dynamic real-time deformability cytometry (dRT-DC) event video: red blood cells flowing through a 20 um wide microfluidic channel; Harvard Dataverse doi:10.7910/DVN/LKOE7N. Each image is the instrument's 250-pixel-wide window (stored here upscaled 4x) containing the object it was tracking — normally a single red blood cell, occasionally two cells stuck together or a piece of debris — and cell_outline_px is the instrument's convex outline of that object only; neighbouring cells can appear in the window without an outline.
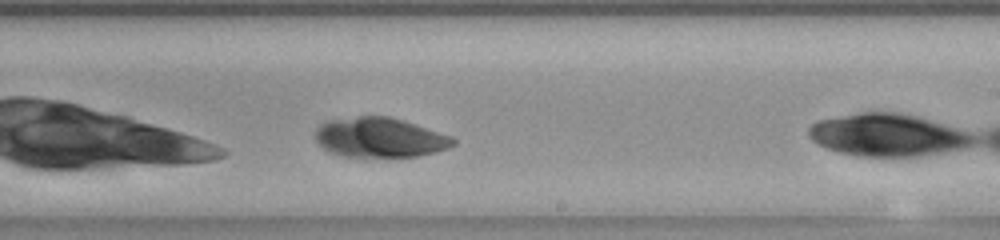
{"species": "common noctule bat (a hibernating species)", "species_latin": "Nyctalus noctula", "temperature_condition": "room temperature", "stored_images_in_passage": 27, "camera_frame_rate_fps": 3000, "um_per_image_px": 0.085, "animal": {"sex": "female", "body_mass_g": 23.0, "forearm_length_mm": 53.4}, "frame": {"image": 1, "passage_image": 17, "time_ms": 5.333, "image_size_px": [1000, 240], "cell_outline_px": [[456, 144], [448, 148], [436, 152], [416, 156], [344, 156], [328, 152], [316, 140], [316, 128], [320, 124], [328, 120], [360, 116], [388, 116], [404, 120], [452, 136], [456, 140]], "centroid_in_image_um": [32.3, 11.68], "position_along_channel_um": 256.7, "area_um2": 31.85}}
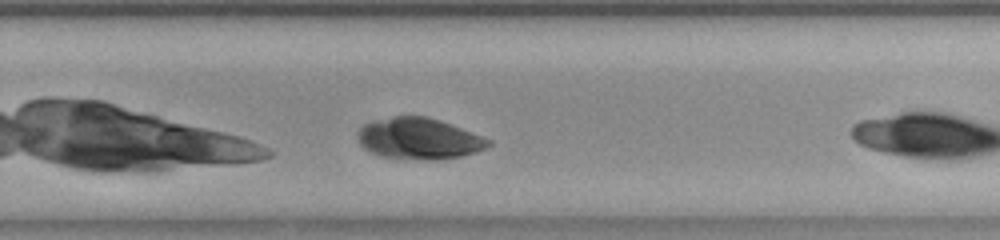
{"frame": {"image": 2, "passage_image": 20, "time_ms": 6.333, "image_size_px": [1000, 240], "cell_outline_px": [[492, 144], [488, 148], [476, 152], [460, 156], [436, 160], [424, 160], [380, 156], [364, 148], [360, 144], [360, 128], [364, 124], [376, 120], [392, 116], [424, 116], [460, 128], [492, 140]], "centroid_in_image_um": [35.64, 11.8], "position_along_channel_um": 294.2, "area_um2": 30.92}}
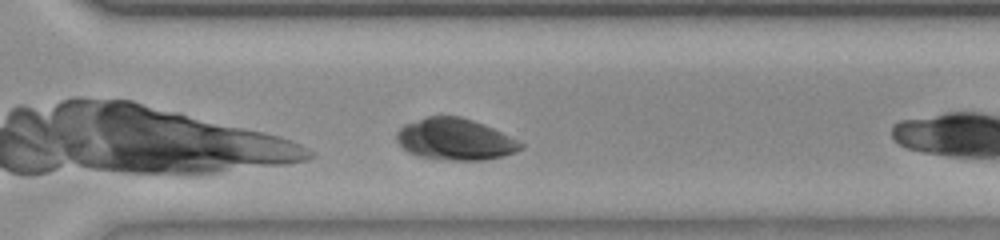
{"frame": {"image": 3, "passage_image": 23, "time_ms": 7.333, "image_size_px": [1000, 240], "cell_outline_px": [[524, 148], [516, 152], [504, 156], [484, 160], [448, 160], [416, 156], [408, 152], [396, 140], [396, 132], [404, 124], [428, 116], [460, 116], [484, 124], [520, 140], [524, 144]], "centroid_in_image_um": [38.71, 11.84], "position_along_channel_um": 331.9, "area_um2": 30.29}}